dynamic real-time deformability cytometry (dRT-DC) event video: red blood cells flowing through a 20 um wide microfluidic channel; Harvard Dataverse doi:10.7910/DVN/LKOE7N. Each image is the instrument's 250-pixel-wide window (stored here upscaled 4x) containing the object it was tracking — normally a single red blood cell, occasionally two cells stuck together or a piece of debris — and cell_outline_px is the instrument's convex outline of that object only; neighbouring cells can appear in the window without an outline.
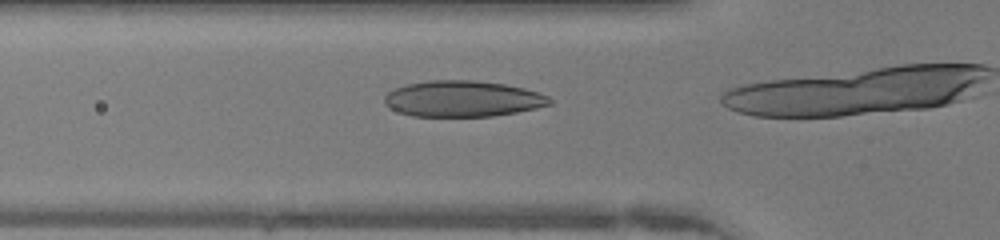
{"species": "human", "species_latin": "Homo sapiens", "temperature_condition": "warm", "stored_images_in_passage": 18, "camera_frame_rate_fps": 3000, "um_per_image_px": 0.085, "donor": {"sex": "female"}, "frame": {"image": 1, "passage_image": 11, "time_ms": 3.333, "image_size_px": [1000, 240], "cell_outline_px": [[552, 104], [536, 108], [516, 112], [492, 116], [412, 116], [400, 112], [384, 104], [384, 96], [388, 92], [396, 88], [408, 84], [432, 80], [476, 80], [504, 84], [524, 88], [548, 96], [552, 100]], "centroid_in_image_um": [39.34, 8.39], "position_along_channel_um": 86.5, "area_um2": 34.51}}
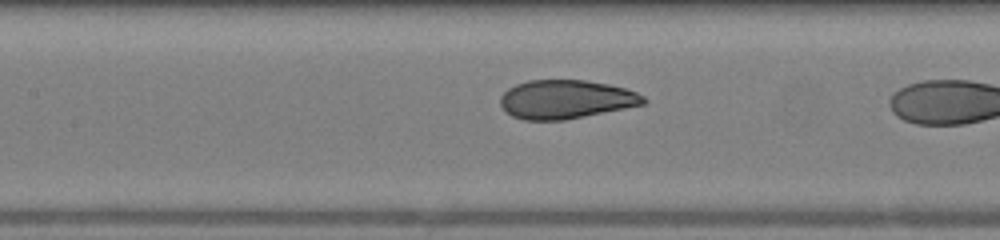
{"frame": {"image": 2, "passage_image": 16, "time_ms": 5.0, "image_size_px": [1000, 240], "cell_outline_px": [[648, 100], [644, 104], [564, 120], [524, 120], [512, 116], [504, 112], [500, 104], [500, 96], [508, 88], [516, 84], [528, 80], [584, 80], [608, 84], [624, 88], [636, 92], [644, 96]], "centroid_in_image_um": [48.06, 8.44], "position_along_channel_um": 159.3, "area_um2": 32.31}}